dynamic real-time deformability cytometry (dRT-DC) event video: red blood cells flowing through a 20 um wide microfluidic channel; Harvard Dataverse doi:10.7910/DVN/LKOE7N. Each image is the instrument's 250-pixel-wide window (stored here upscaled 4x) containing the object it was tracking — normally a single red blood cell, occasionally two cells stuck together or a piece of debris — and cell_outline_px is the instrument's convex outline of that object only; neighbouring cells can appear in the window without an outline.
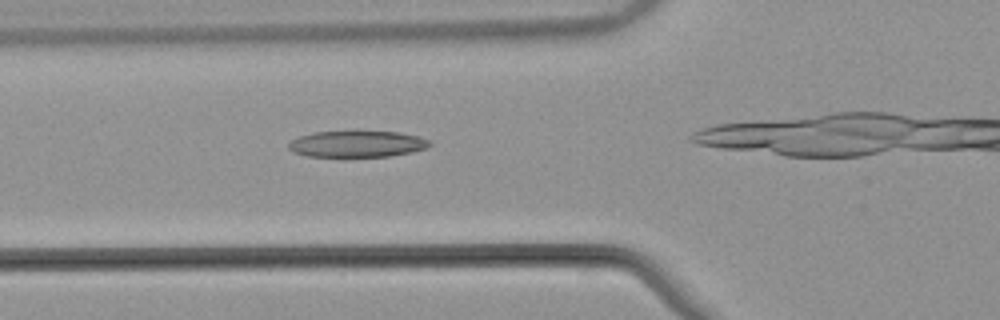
{"species": "common noctule bat (a hibernating species)", "species_latin": "Nyctalus noctula", "temperature_condition": "warm", "stored_images_in_passage": 35, "camera_frame_rate_fps": 3000, "um_per_image_px": 0.085, "animal": {"sex": "male", "body_mass_g": 21.5, "forearm_length_mm": 52.0}, "frame": {"image": 1, "passage_image": 12, "time_ms": 3.667, "image_size_px": [1000, 320], "cell_outline_px": [[432, 144], [428, 148], [412, 152], [388, 156], [308, 156], [296, 152], [288, 148], [288, 144], [292, 140], [300, 136], [312, 132], [400, 132], [420, 136], [432, 140]], "centroid_in_image_um": [30.44, 12.23], "position_along_channel_um": 95.4, "area_um2": 21.5}}
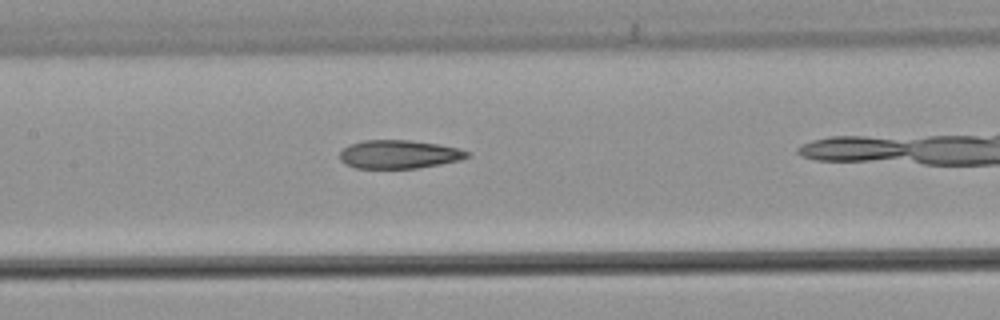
{"frame": {"image": 2, "passage_image": 18, "time_ms": 5.667, "image_size_px": [1000, 320], "cell_outline_px": [[472, 156], [460, 160], [440, 164], [416, 168], [356, 168], [340, 160], [340, 152], [348, 144], [364, 140], [408, 140], [436, 144], [460, 148], [472, 152]], "centroid_in_image_um": [33.96, 13.11], "position_along_channel_um": 173.4, "area_um2": 21.15}}
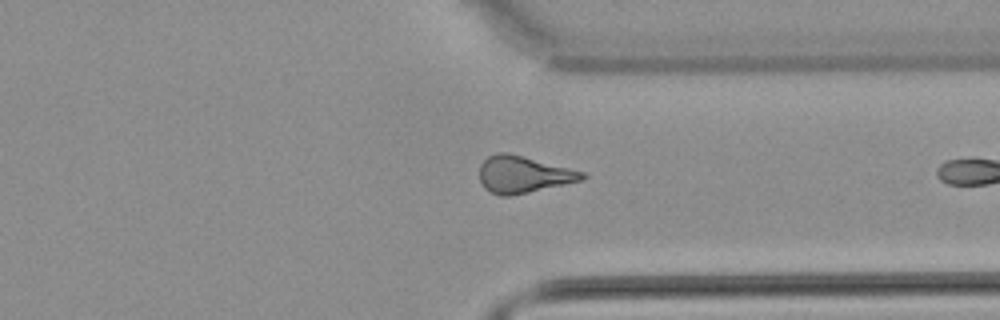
{"frame": {"image": 3, "passage_image": 33, "time_ms": 10.667, "image_size_px": [1000, 320], "cell_outline_px": [[588, 176], [580, 180], [528, 192], [508, 196], [500, 196], [484, 188], [480, 180], [480, 164], [488, 156], [496, 152], [508, 152], [584, 172]], "centroid_in_image_um": [44.43, 14.81], "position_along_channel_um": 367.0, "area_um2": 21.73}}